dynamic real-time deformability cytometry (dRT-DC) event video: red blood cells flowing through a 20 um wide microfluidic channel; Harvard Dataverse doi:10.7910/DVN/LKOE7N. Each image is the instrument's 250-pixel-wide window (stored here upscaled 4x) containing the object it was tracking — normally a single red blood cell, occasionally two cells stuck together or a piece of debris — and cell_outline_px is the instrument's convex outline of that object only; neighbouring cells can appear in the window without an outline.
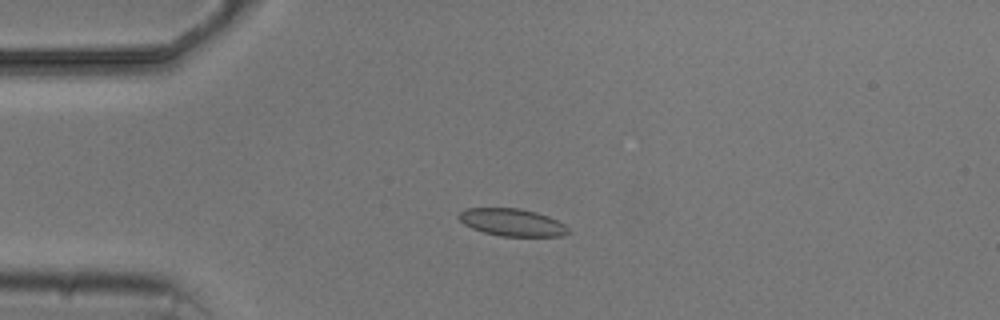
{"species": "common noctule bat (a hibernating species)", "species_latin": "Nyctalus noctula", "temperature_condition": "cold", "stored_images_in_passage": 4, "camera_frame_rate_fps": 3000, "um_per_image_px": 0.085, "animal": {"sex": "male", "body_mass_g": 20.5, "forearm_length_mm": 52.5}, "frame": {"image": 1, "passage_image": 3, "time_ms": 4.0, "image_size_px": [1000, 320], "cell_outline_px": [[572, 232], [564, 236], [500, 236], [484, 232], [472, 228], [464, 224], [456, 216], [464, 208], [520, 208], [536, 212], [548, 216], [564, 224]], "centroid_in_image_um": [43.53, 18.9], "position_along_channel_um": 41.5, "area_um2": 17.57}}